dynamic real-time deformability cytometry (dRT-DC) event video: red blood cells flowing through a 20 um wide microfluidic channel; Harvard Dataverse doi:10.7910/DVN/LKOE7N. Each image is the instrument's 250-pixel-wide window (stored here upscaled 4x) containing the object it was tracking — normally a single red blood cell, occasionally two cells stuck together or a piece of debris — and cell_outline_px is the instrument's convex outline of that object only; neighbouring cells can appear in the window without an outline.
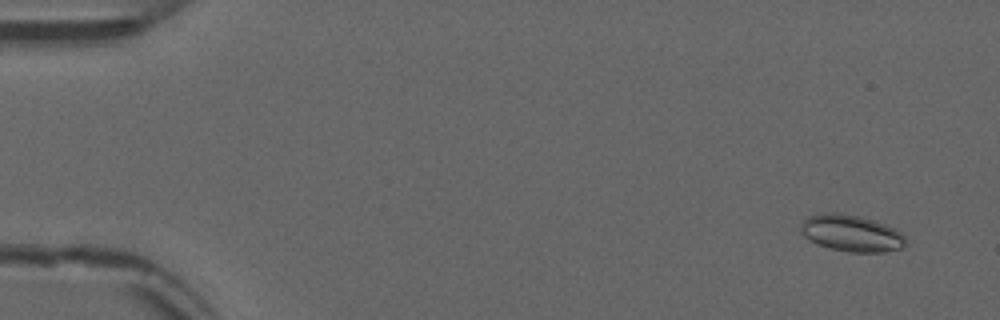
{"species": "common noctule bat (a hibernating species)", "species_latin": "Nyctalus noctula", "temperature_condition": "warm", "stored_images_in_passage": 54, "camera_frame_rate_fps": 3000, "um_per_image_px": 0.085, "animal": {"sex": "male", "forearm_length_mm": 52.5}, "frame": {"image": 1, "passage_image": 4, "time_ms": 1.0, "image_size_px": [1000, 320], "cell_outline_px": [[904, 244], [900, 248], [884, 252], [848, 252], [832, 248], [808, 240], [800, 232], [800, 224], [808, 216], [824, 212], [836, 212], [860, 216], [876, 220], [900, 232], [904, 236]], "centroid_in_image_um": [72.32, 19.8], "position_along_channel_um": 12.7, "area_um2": 22.31}}
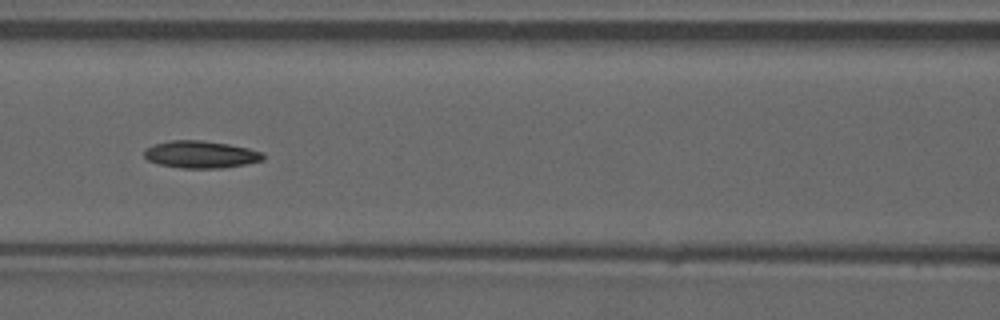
{"frame": {"image": 2, "passage_image": 25, "time_ms": 8.0, "image_size_px": [1000, 320], "cell_outline_px": [[264, 160], [244, 164], [220, 168], [180, 168], [160, 164], [148, 160], [144, 156], [144, 148], [156, 144], [172, 140], [200, 140], [228, 144], [248, 148], [264, 152]], "centroid_in_image_um": [17.07, 13.13], "position_along_channel_um": 149.5, "area_um2": 18.79}}
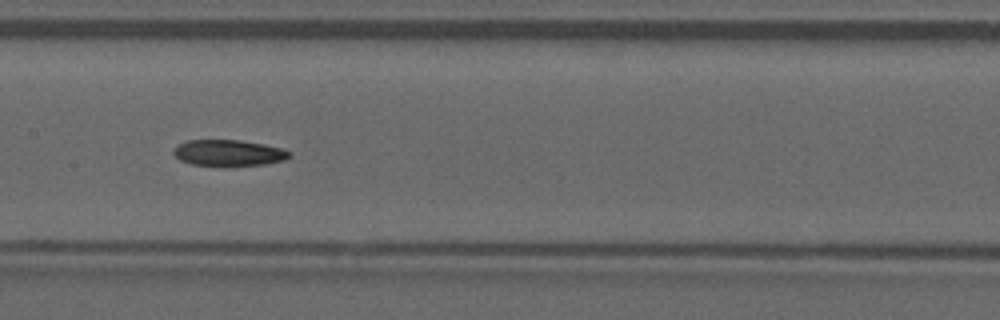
{"frame": {"image": 3, "passage_image": 28, "time_ms": 9.0, "image_size_px": [1000, 320], "cell_outline_px": [[292, 156], [284, 160], [264, 164], [232, 168], [224, 168], [192, 164], [180, 160], [172, 152], [180, 144], [188, 140], [240, 140], [264, 144], [280, 148], [292, 152]], "centroid_in_image_um": [19.46, 13.04], "position_along_channel_um": 187.9, "area_um2": 18.21}}